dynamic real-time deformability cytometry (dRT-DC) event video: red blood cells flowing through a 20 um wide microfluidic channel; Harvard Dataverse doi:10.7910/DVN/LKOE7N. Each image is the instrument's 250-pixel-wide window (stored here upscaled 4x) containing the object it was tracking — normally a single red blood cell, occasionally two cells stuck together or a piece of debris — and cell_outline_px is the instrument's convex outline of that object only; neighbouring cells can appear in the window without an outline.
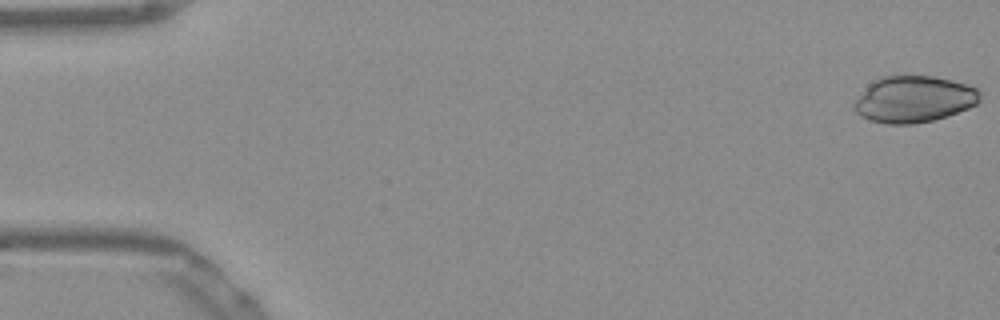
{"species": "Egyptian fruit bat (a non-hibernating species)", "species_latin": "Rousettus aegyptiacus", "temperature_condition": "warm", "stored_images_in_passage": 52, "camera_frame_rate_fps": 3000, "um_per_image_px": 0.085, "frame": {"image": 1, "passage_image": 1, "time_ms": 0.0, "image_size_px": [1000, 320], "cell_outline_px": [[980, 100], [976, 104], [968, 108], [932, 120], [912, 124], [888, 124], [868, 120], [860, 116], [852, 108], [852, 104], [868, 84], [872, 80], [880, 76], [932, 76], [952, 80], [968, 84], [976, 88], [980, 92]], "centroid_in_image_um": [77.63, 8.43], "position_along_channel_um": 7.4, "area_um2": 34.16}}
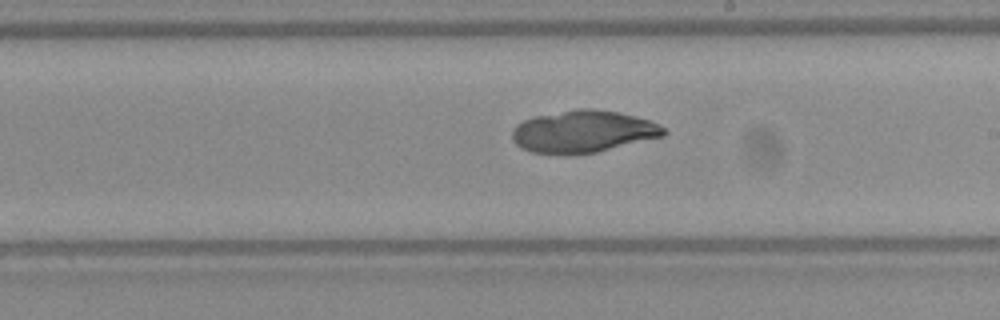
{"frame": {"image": 2, "passage_image": 30, "time_ms": 9.667, "image_size_px": [1000, 320], "cell_outline_px": [[668, 132], [664, 136], [596, 152], [532, 152], [520, 148], [512, 140], [512, 128], [516, 124], [524, 120], [536, 116], [580, 108], [592, 108], [616, 112], [636, 116], [648, 120], [664, 128]], "centroid_in_image_um": [49.56, 11.15], "position_along_channel_um": 239.4, "area_um2": 36.47}}
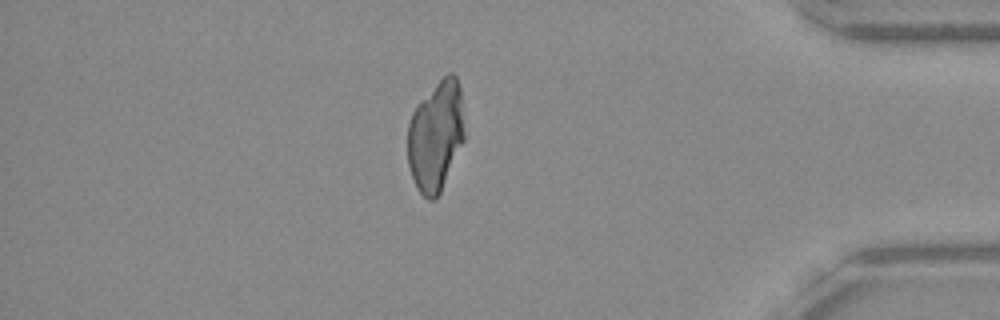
{"frame": {"image": 3, "passage_image": 45, "time_ms": 14.667, "image_size_px": [1000, 320], "cell_outline_px": [[464, 140], [440, 192], [436, 200], [428, 200], [416, 188], [408, 164], [408, 124], [412, 112], [420, 100], [448, 72], [452, 72], [456, 76], [460, 84], [464, 136]], "centroid_in_image_um": [37.03, 11.56], "position_along_channel_um": 398.2, "area_um2": 36.36}}